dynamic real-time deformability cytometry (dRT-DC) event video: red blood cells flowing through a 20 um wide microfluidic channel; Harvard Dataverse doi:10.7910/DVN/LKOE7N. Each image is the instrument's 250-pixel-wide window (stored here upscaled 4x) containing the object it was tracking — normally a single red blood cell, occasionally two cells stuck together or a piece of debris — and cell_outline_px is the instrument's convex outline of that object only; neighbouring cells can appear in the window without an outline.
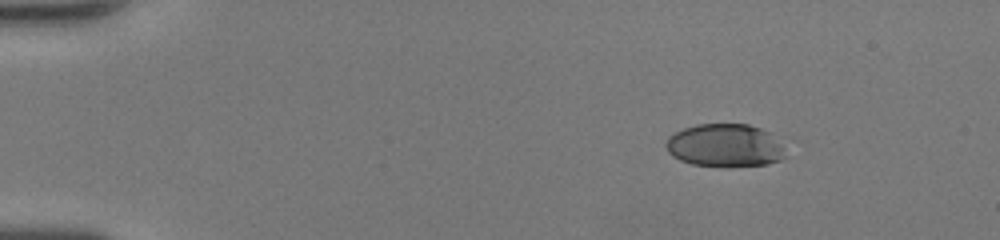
{"species": "human", "species_latin": "Homo sapiens", "temperature_condition": "room temperature", "stored_images_in_passage": 43, "camera_frame_rate_fps": 3000, "um_per_image_px": 0.085, "donor": {"sex": "female"}, "frame": {"image": 1, "passage_image": 1, "time_ms": 0.0, "image_size_px": [1000, 240], "cell_outline_px": [[788, 156], [780, 160], [768, 164], [692, 164], [680, 160], [672, 156], [668, 152], [664, 144], [668, 136], [684, 128], [696, 124], [748, 124], [760, 128], [768, 132], [784, 148]], "centroid_in_image_um": [61.59, 12.33], "position_along_channel_um": 23.4, "area_um2": 29.3}}
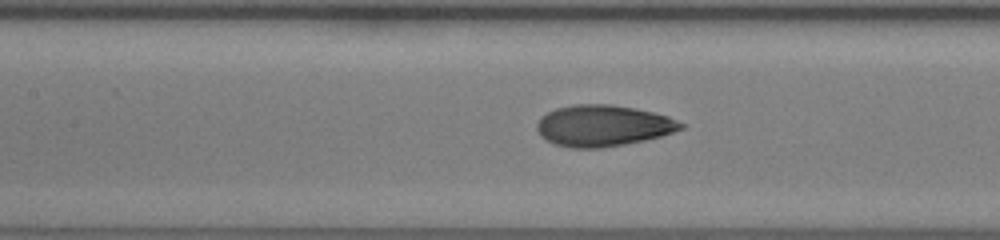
{"frame": {"image": 2, "passage_image": 18, "time_ms": 5.667, "image_size_px": [1000, 240], "cell_outline_px": [[684, 128], [660, 136], [644, 140], [624, 144], [600, 148], [572, 148], [556, 144], [540, 136], [536, 128], [536, 124], [540, 116], [556, 108], [572, 104], [612, 104], [636, 108], [668, 116], [684, 124]], "centroid_in_image_um": [51.23, 10.67], "position_along_channel_um": 156.2, "area_um2": 34.62}}
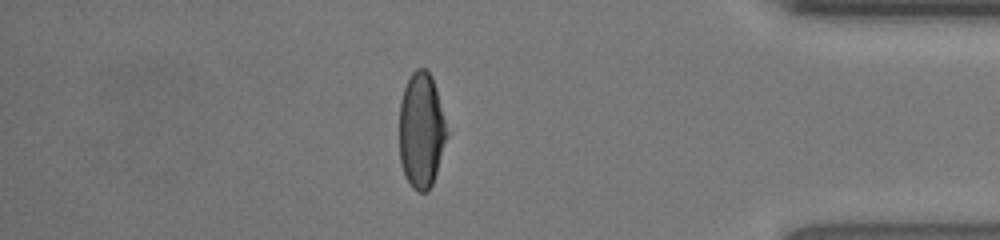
{"frame": {"image": 3, "passage_image": 37, "time_ms": 12.0, "image_size_px": [1000, 240], "cell_outline_px": [[448, 136], [432, 184], [428, 192], [420, 192], [412, 188], [404, 176], [400, 160], [400, 100], [404, 88], [412, 72], [416, 68], [424, 68], [432, 76], [436, 88], [448, 132]], "centroid_in_image_um": [35.81, 11.09], "position_along_channel_um": 399.4, "area_um2": 32.02}, "authors_computed_cell_mechanics": {"area_um2": 33.0038, "velocity_mm_per_s": 4.2992, "shape_relaxation_time_tau1_ms": 4.0635, "shape_relaxation_time_tau2_ms": 1.0148, "deformation_change_tau1": 0.1974, "deformation_change_tau2": 0.06}}